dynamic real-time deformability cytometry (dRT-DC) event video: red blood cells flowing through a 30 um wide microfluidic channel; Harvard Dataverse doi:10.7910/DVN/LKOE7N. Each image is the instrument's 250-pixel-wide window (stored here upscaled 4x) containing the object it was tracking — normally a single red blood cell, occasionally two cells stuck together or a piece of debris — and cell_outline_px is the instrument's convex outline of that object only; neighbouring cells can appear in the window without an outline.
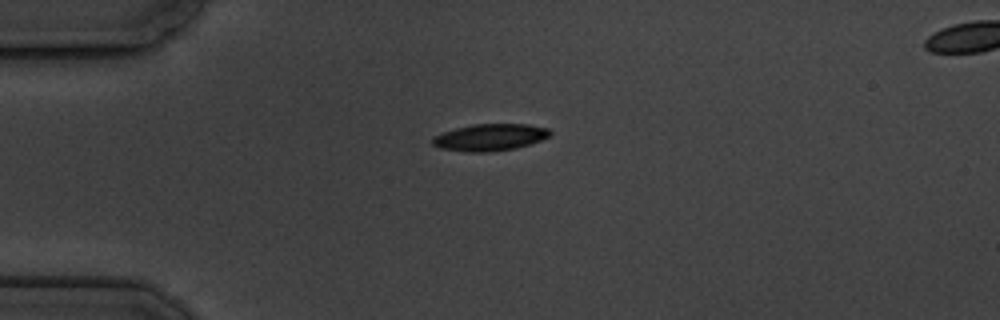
{"species": "common noctule bat (a hibernating species)", "species_latin": "Nyctalus noctula", "temperature_condition": "cold", "stored_images_in_passage": 3, "camera_frame_rate_fps": 3000, "um_per_image_px": 0.085, "animal": {"sex": "male", "body_mass_g": 19.5, "forearm_length_mm": 54.6}, "frame": {"image": 1, "passage_image": 1, "time_ms": 0.0, "image_size_px": [1000, 320], "cell_outline_px": [[552, 132], [548, 136], [540, 140], [516, 148], [488, 152], [464, 152], [440, 148], [432, 144], [432, 136], [456, 128], [472, 124], [528, 124], [548, 128]], "centroid_in_image_um": [41.62, 11.67], "position_along_channel_um": 43.4, "area_um2": 18.38}}